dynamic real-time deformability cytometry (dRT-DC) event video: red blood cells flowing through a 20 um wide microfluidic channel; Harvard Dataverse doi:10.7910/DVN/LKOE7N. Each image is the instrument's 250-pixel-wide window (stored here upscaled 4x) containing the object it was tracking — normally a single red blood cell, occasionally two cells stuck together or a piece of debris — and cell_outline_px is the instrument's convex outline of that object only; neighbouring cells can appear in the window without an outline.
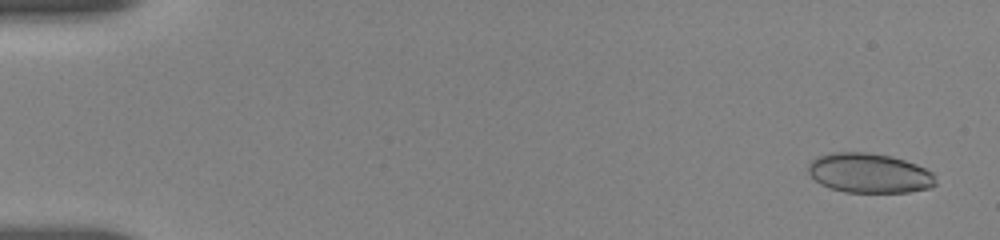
{"species": "human", "species_latin": "Homo sapiens", "temperature_condition": "room temperature", "stored_images_in_passage": 21, "camera_frame_rate_fps": 3000, "um_per_image_px": 0.085, "donor": {"sex": "female"}, "frame": {"image": 1, "passage_image": 2, "time_ms": 0.667, "image_size_px": [1000, 240], "cell_outline_px": [[936, 184], [928, 188], [908, 192], [844, 192], [820, 184], [808, 172], [808, 164], [816, 156], [832, 152], [868, 152], [892, 156], [916, 164], [932, 172]], "centroid_in_image_um": [73.86, 14.7], "position_along_channel_um": 11.1, "area_um2": 29.42}}
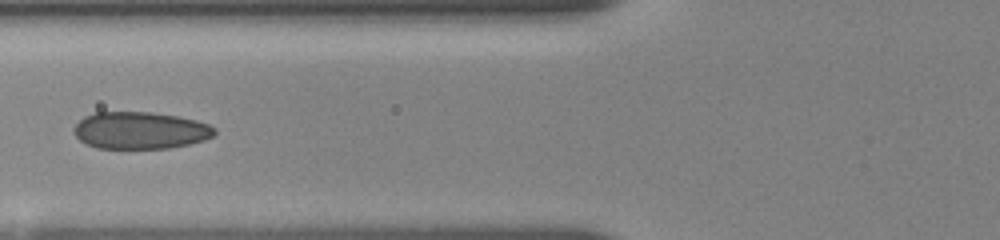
{"frame": {"image": 2, "passage_image": 16, "time_ms": 7.333, "image_size_px": [1000, 240], "cell_outline_px": [[216, 132], [212, 136], [204, 140], [188, 144], [168, 148], [96, 148], [80, 140], [72, 132], [72, 128], [84, 116], [96, 112], [152, 112], [180, 116], [196, 120], [208, 124], [216, 128]], "centroid_in_image_um": [11.91, 11.07], "position_along_channel_um": 113.9, "area_um2": 30.52}}
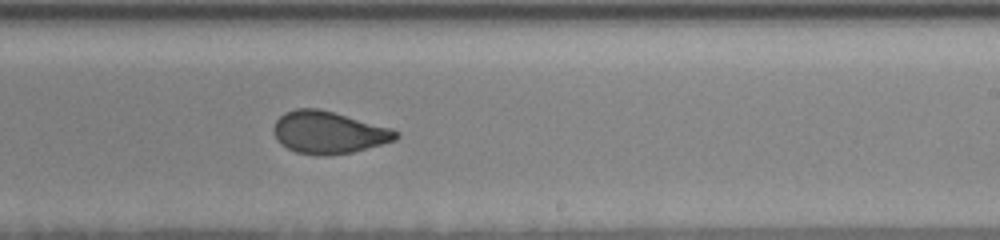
{"frame": {"image": 3, "passage_image": 21, "time_ms": 11.333, "image_size_px": [1000, 240], "cell_outline_px": [[400, 136], [396, 140], [352, 152], [328, 156], [324, 156], [296, 152], [280, 144], [276, 140], [272, 132], [272, 128], [276, 120], [284, 112], [296, 108], [316, 108], [332, 112], [392, 128], [400, 132]], "centroid_in_image_um": [27.9, 11.26], "position_along_channel_um": 261.1, "area_um2": 30.23}}